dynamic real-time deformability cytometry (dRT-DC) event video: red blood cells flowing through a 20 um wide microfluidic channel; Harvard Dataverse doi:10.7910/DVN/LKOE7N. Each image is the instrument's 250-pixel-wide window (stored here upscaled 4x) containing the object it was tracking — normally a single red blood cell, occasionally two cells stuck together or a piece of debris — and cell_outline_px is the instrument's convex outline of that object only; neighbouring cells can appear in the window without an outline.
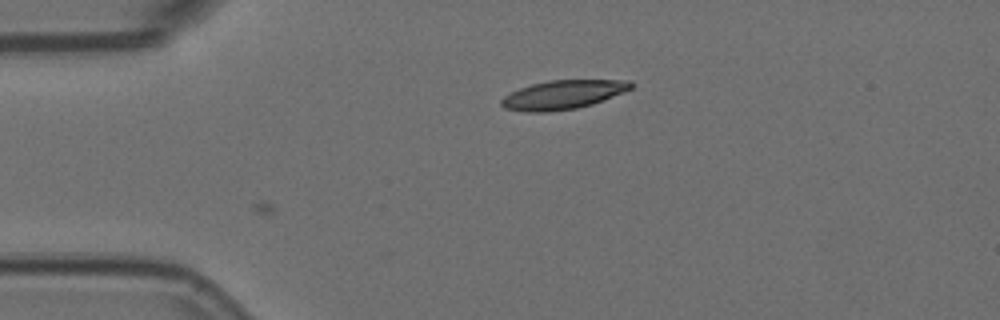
{"species": "Egyptian fruit bat (a non-hibernating species)", "species_latin": "Rousettus aegyptiacus", "temperature_condition": "room temperature", "stored_images_in_passage": 5, "camera_frame_rate_fps": 3000, "um_per_image_px": 0.085, "animal": {"sex": "female"}, "frame": {"image": 1, "passage_image": 5, "time_ms": 1.333, "image_size_px": [1000, 320], "cell_outline_px": [[636, 84], [632, 88], [624, 92], [592, 104], [576, 108], [548, 112], [524, 112], [504, 108], [500, 104], [500, 100], [504, 96], [520, 88], [532, 84], [548, 80], [628, 80]], "centroid_in_image_um": [47.85, 8.05], "position_along_channel_um": 37.2, "area_um2": 21.85}}